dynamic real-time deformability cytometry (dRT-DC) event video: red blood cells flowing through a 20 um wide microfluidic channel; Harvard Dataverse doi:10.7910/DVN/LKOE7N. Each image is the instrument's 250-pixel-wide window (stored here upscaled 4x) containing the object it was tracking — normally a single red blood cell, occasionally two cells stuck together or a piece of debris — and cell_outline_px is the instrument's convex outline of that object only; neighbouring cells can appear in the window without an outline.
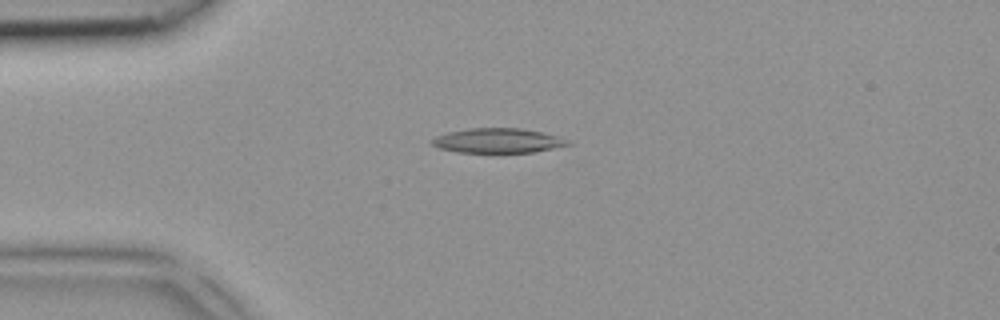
{"species": "common noctule bat (a hibernating species)", "species_latin": "Nyctalus noctula", "temperature_condition": "room temperature", "stored_images_in_passage": 4, "camera_frame_rate_fps": 3000, "um_per_image_px": 0.085, "animal": {"sex": "female", "body_mass_g": 18.4}, "frame": {"image": 1, "passage_image": 4, "time_ms": 1.0, "image_size_px": [1000, 320], "cell_outline_px": [[576, 144], [532, 152], [456, 152], [440, 148], [432, 144], [432, 140], [436, 136], [448, 132], [468, 128], [524, 128], [544, 132], [560, 136], [572, 140]], "centroid_in_image_um": [42.43, 11.94], "position_along_channel_um": 42.6, "area_um2": 19.77}}